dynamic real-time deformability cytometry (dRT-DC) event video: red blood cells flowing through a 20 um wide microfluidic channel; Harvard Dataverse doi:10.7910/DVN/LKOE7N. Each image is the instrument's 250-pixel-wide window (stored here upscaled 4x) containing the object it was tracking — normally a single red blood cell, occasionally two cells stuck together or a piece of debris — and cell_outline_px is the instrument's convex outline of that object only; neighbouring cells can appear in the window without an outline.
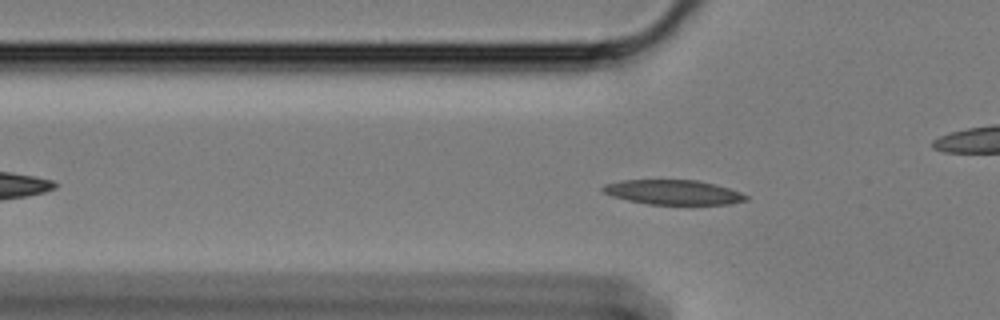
{"species": "Egyptian fruit bat (a non-hibernating species)", "species_latin": "Rousettus aegyptiacus", "temperature_condition": "cold", "stored_images_in_passage": 53, "camera_frame_rate_fps": 3000, "um_per_image_px": 0.085, "animal": {"sex": "female"}, "frame": {"image": 1, "passage_image": 12, "time_ms": 3.667, "image_size_px": [1000, 320], "cell_outline_px": [[748, 200], [728, 204], [648, 204], [628, 200], [612, 196], [600, 192], [600, 188], [604, 184], [620, 180], [696, 180], [716, 184], [740, 192], [748, 196]], "centroid_in_image_um": [57.17, 16.33], "position_along_channel_um": 68.6, "area_um2": 20.63}}
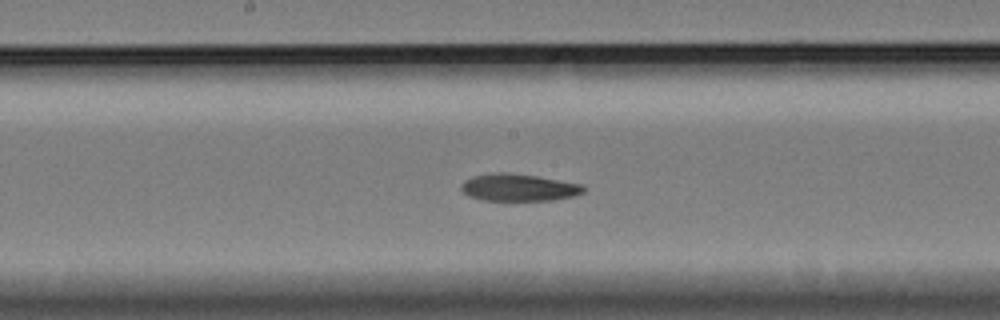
{"frame": {"image": 2, "passage_image": 24, "time_ms": 7.667, "image_size_px": [1000, 320], "cell_outline_px": [[588, 188], [584, 192], [576, 196], [552, 200], [484, 200], [468, 196], [460, 188], [460, 184], [464, 180], [472, 176], [492, 172], [508, 172], [536, 176], [584, 184]], "centroid_in_image_um": [44.11, 15.92], "position_along_channel_um": 204.1, "area_um2": 19.71}}
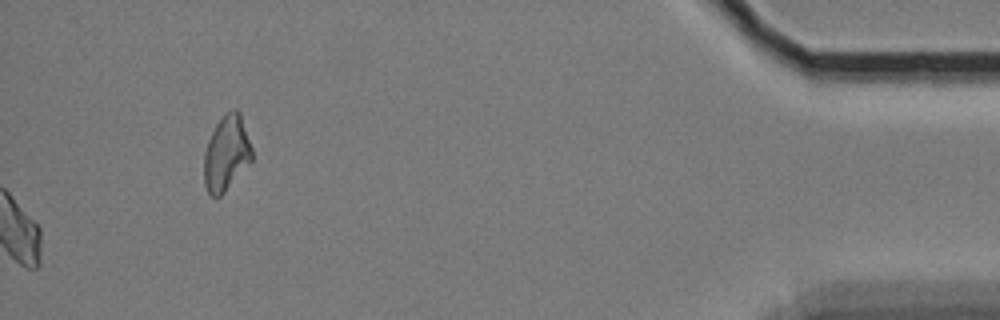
{"frame": {"image": 3, "passage_image": 53, "time_ms": 17.333, "image_size_px": [1000, 320], "cell_outline_px": [[252, 160], [224, 192], [220, 196], [212, 196], [208, 192], [204, 184], [204, 152], [208, 140], [216, 124], [224, 112], [232, 108], [236, 108], [240, 112], [252, 148]], "centroid_in_image_um": [19.24, 12.98], "position_along_channel_um": 416.0, "area_um2": 20.98}, "authors_computed_cell_mechanics": {"area_um2": 19.941, "velocity_mm_per_s": 3.3801, "shape_relaxation_time_tau1_ms": null, "shape_relaxation_time_tau2_ms": 10.9144, "deformation_change_tau1": null, "deformation_change_tau2": 0.1681}}